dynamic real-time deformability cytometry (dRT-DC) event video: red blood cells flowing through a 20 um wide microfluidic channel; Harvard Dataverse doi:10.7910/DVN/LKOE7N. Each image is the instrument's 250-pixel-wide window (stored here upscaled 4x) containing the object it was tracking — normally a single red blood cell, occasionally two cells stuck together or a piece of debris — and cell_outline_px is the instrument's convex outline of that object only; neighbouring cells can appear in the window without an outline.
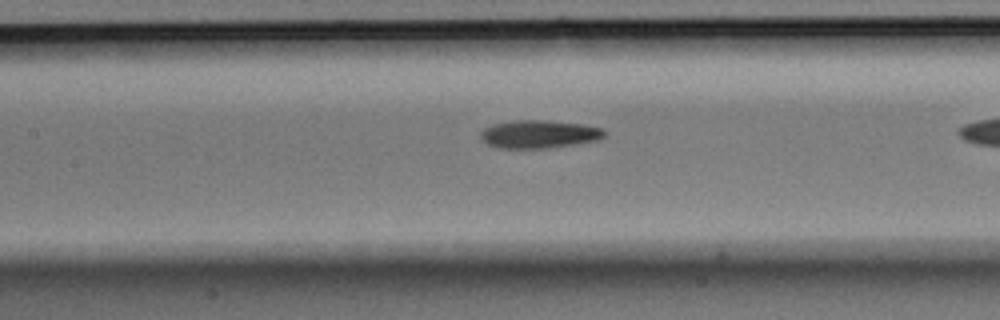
{"species": "Egyptian fruit bat (a non-hibernating species)", "species_latin": "Rousettus aegyptiacus", "temperature_condition": "room temperature", "stored_images_in_passage": 39, "camera_frame_rate_fps": 3000, "um_per_image_px": 0.085, "animal": {"sex": "male"}, "frame": {"image": 1, "passage_image": 21, "time_ms": 6.667, "image_size_px": [1000, 320], "cell_outline_px": [[604, 136], [596, 140], [572, 144], [544, 148], [496, 148], [488, 144], [480, 136], [480, 132], [484, 128], [492, 124], [512, 120], [544, 120], [584, 124], [604, 128]], "centroid_in_image_um": [45.78, 11.39], "position_along_channel_um": 161.6, "area_um2": 20.11}}
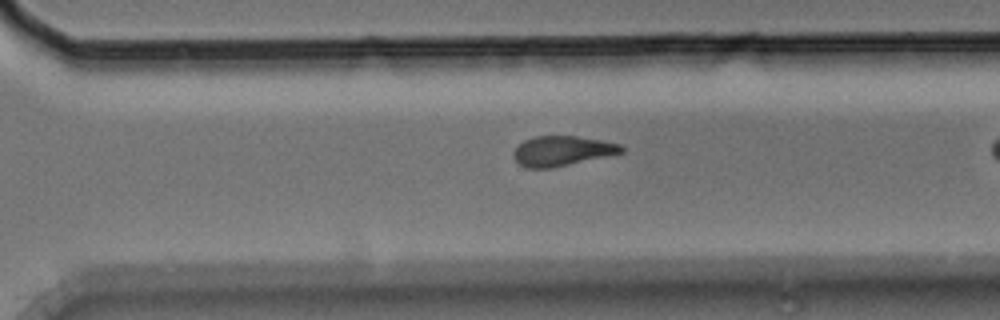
{"frame": {"image": 2, "passage_image": 34, "time_ms": 11.0, "image_size_px": [1000, 320], "cell_outline_px": [[624, 152], [608, 156], [552, 168], [528, 168], [520, 164], [512, 156], [512, 152], [516, 144], [524, 140], [536, 136], [576, 136], [600, 140], [620, 144], [624, 148]], "centroid_in_image_um": [47.74, 12.83], "position_along_channel_um": 322.9, "area_um2": 18.9}}
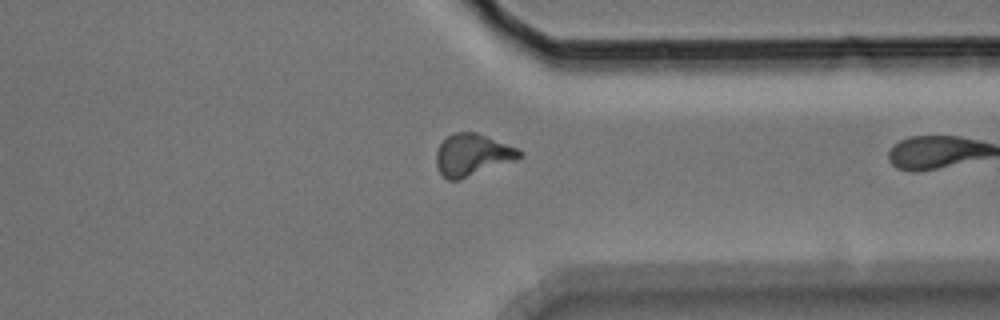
{"frame": {"image": 3, "passage_image": 38, "time_ms": 12.333, "image_size_px": [1000, 320], "cell_outline_px": [[524, 152], [520, 156], [512, 160], [460, 180], [448, 180], [436, 168], [436, 148], [448, 136], [456, 132], [476, 132], [516, 148]], "centroid_in_image_um": [40.08, 13.16], "position_along_channel_um": 371.3, "area_um2": 19.88}}